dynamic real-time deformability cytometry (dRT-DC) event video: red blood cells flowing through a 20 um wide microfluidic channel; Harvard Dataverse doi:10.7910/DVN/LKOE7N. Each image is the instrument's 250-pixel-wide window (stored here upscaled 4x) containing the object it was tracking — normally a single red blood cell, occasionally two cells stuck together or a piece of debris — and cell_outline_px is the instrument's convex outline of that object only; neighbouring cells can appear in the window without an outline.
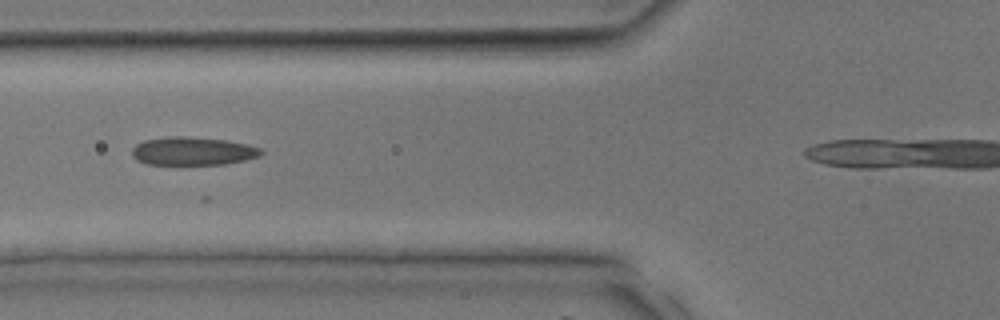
{"species": "common noctule bat (a hibernating species)", "species_latin": "Nyctalus noctula", "temperature_condition": "room temperature", "stored_images_in_passage": 21, "camera_frame_rate_fps": 3000, "um_per_image_px": 0.085, "animal": {"sex": "male", "body_mass_g": 17.9, "forearm_length_mm": 54.2}, "frame": {"image": 1, "passage_image": 3, "time_ms": 0.667, "image_size_px": [1000, 320], "cell_outline_px": [[264, 152], [260, 156], [244, 160], [224, 164], [144, 164], [136, 160], [132, 156], [132, 148], [136, 144], [144, 140], [168, 136], [184, 136], [224, 140], [248, 144], [260, 148]], "centroid_in_image_um": [16.36, 12.84], "position_along_channel_um": 109.4, "area_um2": 21.27}}